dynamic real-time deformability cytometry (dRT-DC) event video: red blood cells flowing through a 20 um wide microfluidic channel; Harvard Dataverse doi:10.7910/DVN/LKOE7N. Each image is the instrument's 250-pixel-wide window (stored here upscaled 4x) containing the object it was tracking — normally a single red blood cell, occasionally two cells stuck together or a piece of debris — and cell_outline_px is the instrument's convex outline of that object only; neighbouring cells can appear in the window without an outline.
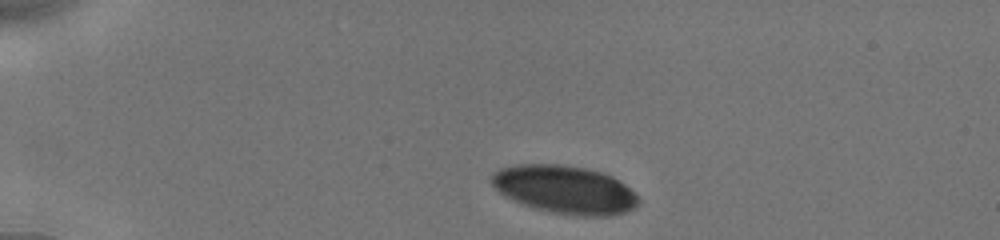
{"species": "human", "species_latin": "Homo sapiens", "temperature_condition": "cold", "stored_images_in_passage": 15, "camera_frame_rate_fps": 3000, "um_per_image_px": 0.085, "donor": {"sex": "male"}, "frame": {"image": 1, "passage_image": 1, "time_ms": 0.0, "image_size_px": [1000, 240], "cell_outline_px": [[640, 204], [636, 208], [624, 212], [608, 216], [576, 216], [552, 212], [536, 208], [524, 204], [500, 192], [492, 184], [492, 172], [500, 168], [516, 164], [560, 164], [584, 168], [600, 172], [612, 176], [624, 184], [640, 200]], "centroid_in_image_um": [48.03, 16.11], "position_along_channel_um": 37.0, "area_um2": 40.81}}
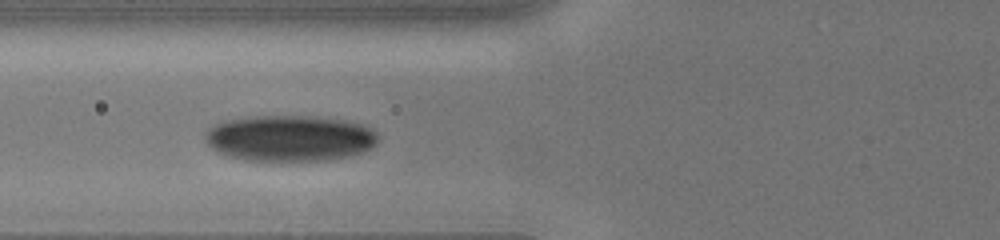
{"frame": {"image": 2, "passage_image": 9, "time_ms": 3.333, "image_size_px": [1000, 240], "cell_outline_px": [[376, 144], [372, 148], [364, 152], [352, 156], [328, 160], [244, 160], [228, 156], [216, 152], [208, 144], [204, 136], [204, 132], [208, 128], [224, 120], [248, 116], [312, 116], [344, 120], [360, 124], [372, 128], [376, 132]], "centroid_in_image_um": [24.61, 11.74], "position_along_channel_um": 101.2, "area_um2": 46.7}}
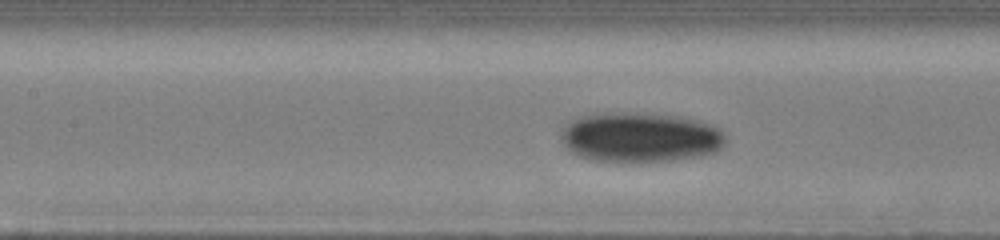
{"frame": {"image": 3, "passage_image": 13, "time_ms": 4.667, "image_size_px": [1000, 240], "cell_outline_px": [[724, 144], [716, 152], [700, 156], [672, 160], [632, 164], [588, 160], [572, 152], [564, 144], [564, 128], [572, 120], [580, 116], [624, 112], [636, 112], [684, 116], [712, 124], [720, 128], [724, 132]], "centroid_in_image_um": [54.48, 11.69], "position_along_channel_um": 152.9, "area_um2": 48.44}}